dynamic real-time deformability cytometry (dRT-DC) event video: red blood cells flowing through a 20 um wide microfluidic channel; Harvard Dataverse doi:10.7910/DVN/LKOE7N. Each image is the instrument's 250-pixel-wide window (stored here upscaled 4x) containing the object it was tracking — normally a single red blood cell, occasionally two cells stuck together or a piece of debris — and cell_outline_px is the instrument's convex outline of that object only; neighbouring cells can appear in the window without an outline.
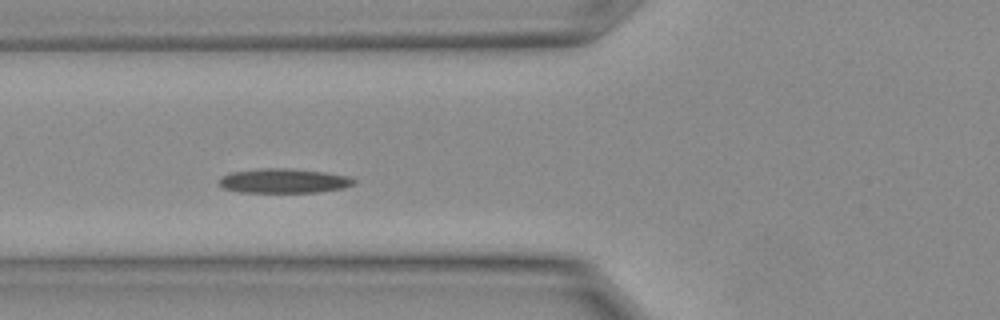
{"species": "Egyptian fruit bat (a non-hibernating species)", "species_latin": "Rousettus aegyptiacus", "temperature_condition": "warm", "stored_images_in_passage": 7, "camera_frame_rate_fps": 3000, "um_per_image_px": 0.085, "animal": {"sex": "female"}, "frame": {"image": 1, "passage_image": 2, "time_ms": 0.333, "image_size_px": [1000, 320], "cell_outline_px": [[356, 184], [344, 188], [316, 192], [240, 192], [224, 188], [220, 184], [220, 176], [232, 172], [260, 168], [288, 168], [324, 172], [348, 176], [356, 180]], "centroid_in_image_um": [24.14, 15.37], "position_along_channel_um": 101.7, "area_um2": 19.19}}
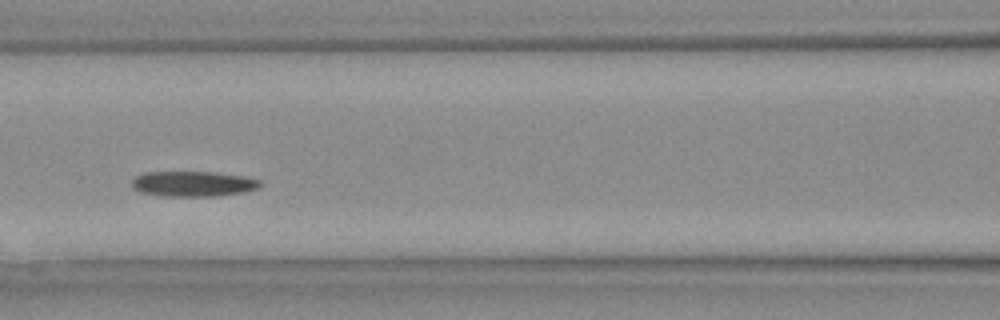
{"frame": {"image": 2, "passage_image": 4, "time_ms": 1.0, "image_size_px": [1000, 320], "cell_outline_px": [[260, 184], [256, 188], [240, 192], [216, 196], [164, 196], [140, 192], [132, 188], [132, 180], [136, 176], [144, 172], [212, 172], [244, 176], [260, 180]], "centroid_in_image_um": [16.35, 15.62], "position_along_channel_um": 150.3, "area_um2": 18.73}}